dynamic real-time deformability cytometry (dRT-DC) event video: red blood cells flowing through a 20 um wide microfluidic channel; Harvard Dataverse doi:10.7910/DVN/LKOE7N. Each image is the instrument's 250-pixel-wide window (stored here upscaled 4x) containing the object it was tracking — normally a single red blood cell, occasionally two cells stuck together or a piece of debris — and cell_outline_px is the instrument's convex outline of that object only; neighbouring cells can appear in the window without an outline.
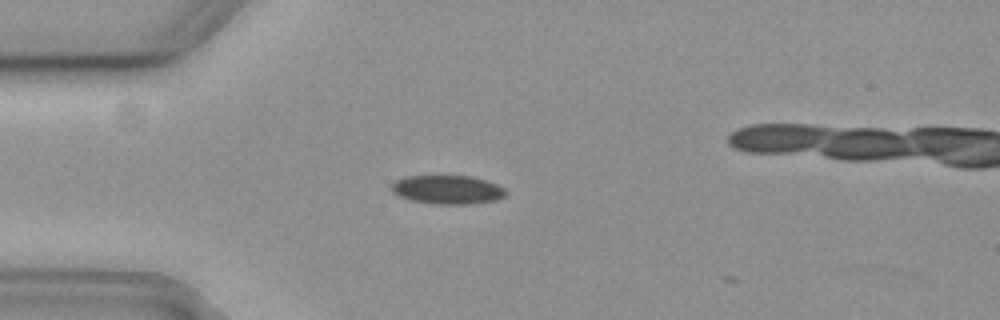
{"species": "common noctule bat (a hibernating species)", "species_latin": "Nyctalus noctula", "temperature_condition": "cold", "stored_images_in_passage": 4, "camera_frame_rate_fps": 3000, "um_per_image_px": 0.085, "animal": {"sex": "female", "body_mass_g": 19.3, "forearm_length_mm": 54.1}, "frame": {"image": 1, "passage_image": 1, "time_ms": 0.0, "image_size_px": [1000, 320], "cell_outline_px": [[508, 192], [504, 196], [496, 200], [472, 204], [432, 204], [412, 200], [400, 196], [392, 192], [392, 184], [396, 180], [404, 176], [472, 176], [496, 184], [504, 188]], "centroid_in_image_um": [38.05, 16.12], "position_along_channel_um": 47.0, "area_um2": 19.13}}